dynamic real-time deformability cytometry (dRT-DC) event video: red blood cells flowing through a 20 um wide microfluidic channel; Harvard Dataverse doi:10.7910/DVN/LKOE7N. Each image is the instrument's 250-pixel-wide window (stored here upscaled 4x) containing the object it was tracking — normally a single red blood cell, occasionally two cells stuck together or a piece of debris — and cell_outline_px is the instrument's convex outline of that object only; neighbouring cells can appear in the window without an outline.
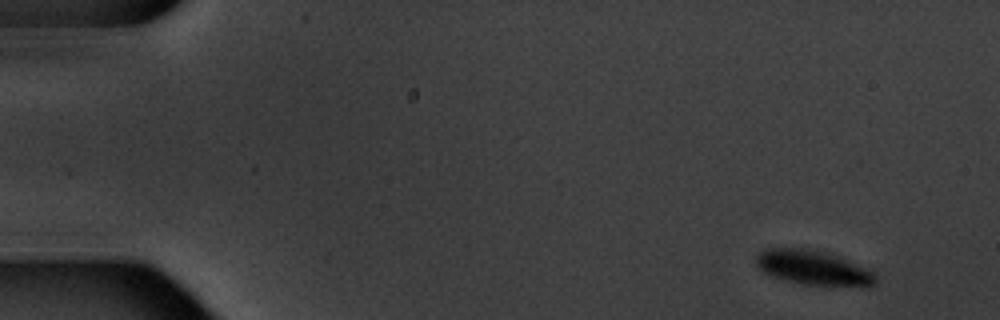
{"species": "common noctule bat (a hibernating species)", "species_latin": "Nyctalus noctula", "temperature_condition": "warm", "stored_images_in_passage": 7, "camera_frame_rate_fps": 3000, "um_per_image_px": 0.085, "animal": {"sex": "male", "body_mass_g": 20.1, "forearm_length_mm": 53.5}, "frame": {"image": 1, "passage_image": 1, "time_ms": 0.0, "image_size_px": [1000, 320], "cell_outline_px": [[876, 284], [868, 288], [804, 284], [768, 276], [756, 268], [756, 256], [764, 248], [804, 248], [820, 252], [844, 260], [872, 272], [876, 276]], "centroid_in_image_um": [69.06, 22.8], "position_along_channel_um": 15.9, "area_um2": 23.93}}
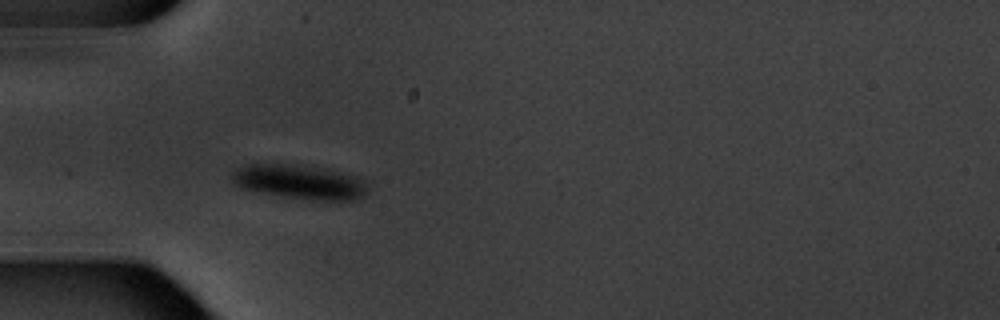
{"frame": {"image": 2, "passage_image": 5, "time_ms": 4.667, "image_size_px": [1000, 320], "cell_outline_px": [[368, 192], [364, 196], [352, 200], [312, 200], [280, 196], [240, 188], [232, 180], [232, 168], [252, 160], [256, 160], [312, 164], [364, 176], [368, 188]], "centroid_in_image_um": [25.44, 15.37], "position_along_channel_um": 59.6, "area_um2": 29.48}}